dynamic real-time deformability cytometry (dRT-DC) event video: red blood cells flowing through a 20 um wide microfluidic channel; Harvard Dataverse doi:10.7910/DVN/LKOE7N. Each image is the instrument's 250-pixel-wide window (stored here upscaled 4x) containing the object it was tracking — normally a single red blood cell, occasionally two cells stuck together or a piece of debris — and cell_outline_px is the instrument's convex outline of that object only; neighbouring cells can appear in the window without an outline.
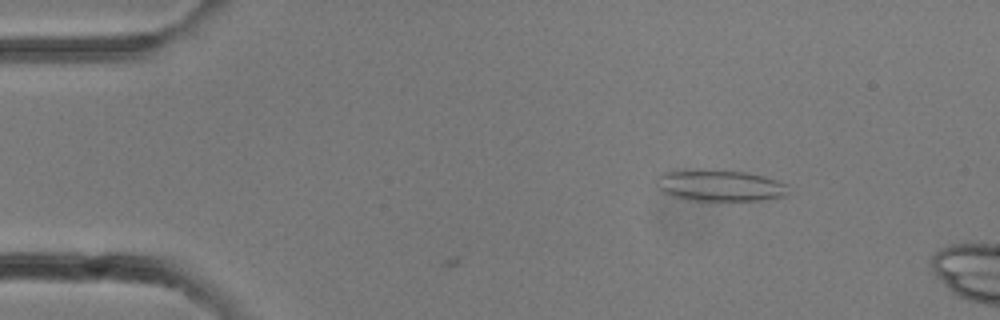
{"species": "common noctule bat (a hibernating species)", "species_latin": "Nyctalus noctula", "temperature_condition": "room temperature", "stored_images_in_passage": 4, "camera_frame_rate_fps": 3000, "um_per_image_px": 0.085, "animal": {"sex": "female"}, "frame": {"image": 1, "passage_image": 4, "time_ms": 1.0, "image_size_px": [1000, 320], "cell_outline_px": [[788, 196], [760, 200], [692, 200], [672, 196], [664, 192], [656, 184], [656, 180], [664, 172], [744, 172], [764, 176], [788, 184]], "centroid_in_image_um": [61.29, 15.82], "position_along_channel_um": 23.7, "area_um2": 23.06}}